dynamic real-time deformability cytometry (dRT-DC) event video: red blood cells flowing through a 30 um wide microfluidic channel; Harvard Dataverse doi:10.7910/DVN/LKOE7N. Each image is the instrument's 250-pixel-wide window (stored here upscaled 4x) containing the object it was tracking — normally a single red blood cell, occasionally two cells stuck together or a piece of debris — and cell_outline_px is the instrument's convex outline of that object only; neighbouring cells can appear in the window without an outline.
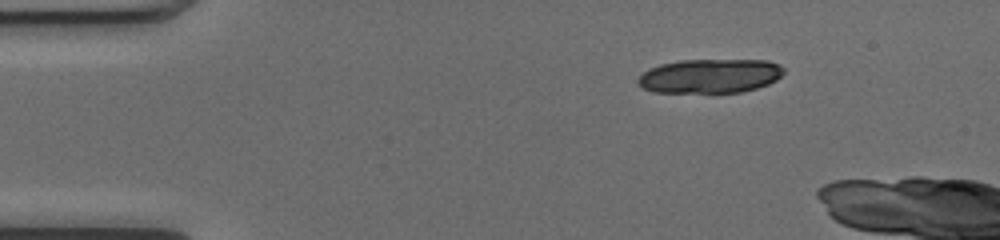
{"species": "common noctule bat (a hibernating species)", "species_latin": "Nyctalus noctula", "temperature_condition": "cold", "stored_images_in_passage": 6, "camera_frame_rate_fps": 3000, "um_per_image_px": 0.085, "animal": {"sex": "female", "body_mass_g": 17.0, "forearm_length_mm": 48.0}, "frame": {"image": 1, "passage_image": 1, "time_ms": 0.0, "image_size_px": [1000, 240], "cell_outline_px": [[784, 72], [776, 80], [768, 84], [756, 88], [740, 92], [652, 92], [640, 88], [636, 84], [636, 80], [648, 68], [660, 64], [680, 60], [768, 60], [780, 64], [784, 68]], "centroid_in_image_um": [60.31, 6.45], "position_along_channel_um": 24.7, "area_um2": 29.25}}